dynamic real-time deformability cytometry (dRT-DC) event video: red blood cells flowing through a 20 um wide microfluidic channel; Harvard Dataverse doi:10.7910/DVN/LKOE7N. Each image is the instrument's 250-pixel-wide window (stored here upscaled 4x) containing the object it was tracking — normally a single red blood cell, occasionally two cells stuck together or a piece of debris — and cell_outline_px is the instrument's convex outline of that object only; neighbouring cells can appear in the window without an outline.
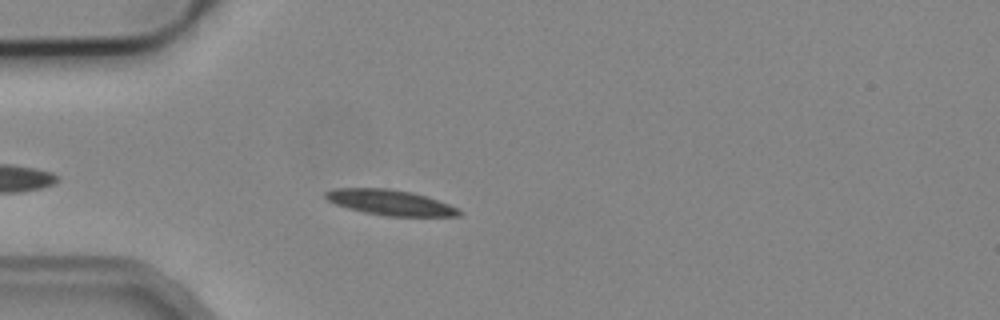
{"species": "common noctule bat (a hibernating species)", "species_latin": "Nyctalus noctula", "temperature_condition": "cold", "stored_images_in_passage": 5, "camera_frame_rate_fps": 3000, "um_per_image_px": 0.085, "animal": {"sex": "male", "body_mass_g": 19.2, "forearm_length_mm": 51.8}, "frame": {"image": 1, "passage_image": 4, "time_ms": 3.667, "image_size_px": [1000, 320], "cell_outline_px": [[464, 212], [460, 216], [388, 216], [364, 212], [348, 208], [336, 204], [328, 200], [324, 196], [324, 192], [336, 188], [388, 188], [412, 192], [448, 204]], "centroid_in_image_um": [33.15, 17.21], "position_along_channel_um": 51.8, "area_um2": 19.59}}